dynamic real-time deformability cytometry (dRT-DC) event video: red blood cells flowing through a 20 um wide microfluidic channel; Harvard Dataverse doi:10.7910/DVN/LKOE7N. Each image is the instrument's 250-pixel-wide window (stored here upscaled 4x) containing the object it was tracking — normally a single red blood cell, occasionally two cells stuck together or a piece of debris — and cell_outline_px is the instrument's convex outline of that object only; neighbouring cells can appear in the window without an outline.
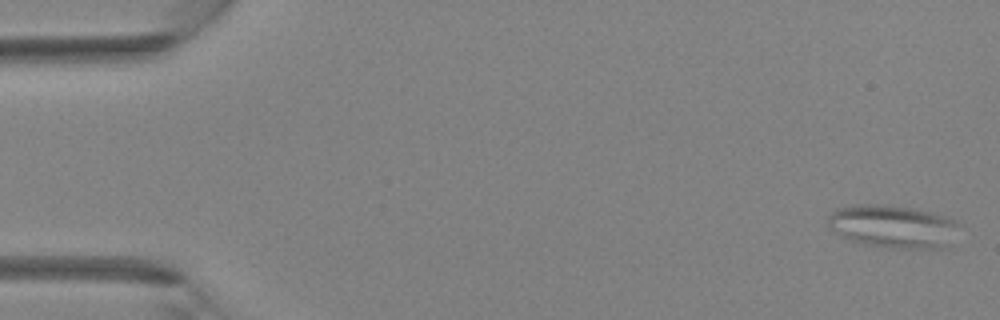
{"species": "Egyptian fruit bat (a non-hibernating species)", "species_latin": "Rousettus aegyptiacus", "temperature_condition": "room temperature", "stored_images_in_passage": 41, "camera_frame_rate_fps": 3000, "um_per_image_px": 0.085, "animal": {"sex": "female"}, "frame": {"image": 1, "passage_image": 1, "time_ms": 0.0, "image_size_px": [1000, 320], "cell_outline_px": [[960, 224], [948, 244], [944, 248], [892, 248], [864, 244], [848, 240], [840, 236], [828, 224], [828, 216], [836, 208], [856, 204], [880, 204], [912, 208], [948, 216], [956, 220]], "centroid_in_image_um": [75.89, 19.24], "position_along_channel_um": 9.1, "area_um2": 32.83}}
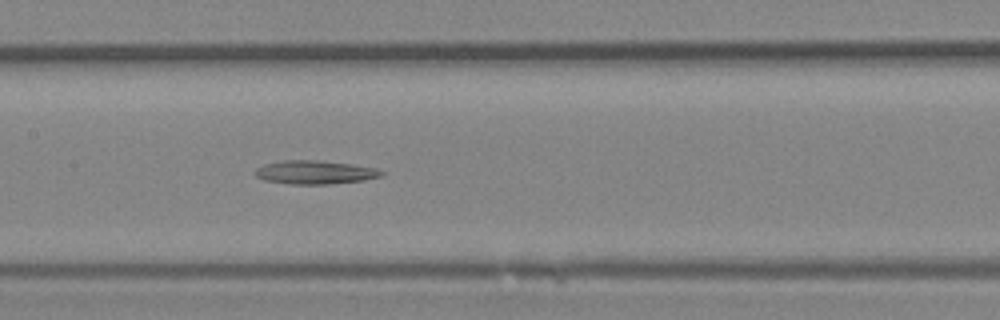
{"frame": {"image": 2, "passage_image": 20, "time_ms": 6.333, "image_size_px": [1000, 320], "cell_outline_px": [[384, 172], [380, 176], [364, 180], [328, 184], [288, 184], [264, 180], [256, 176], [256, 168], [264, 164], [284, 160], [316, 160], [352, 164], [376, 168]], "centroid_in_image_um": [26.75, 14.64], "position_along_channel_um": 180.6, "area_um2": 17.22}}
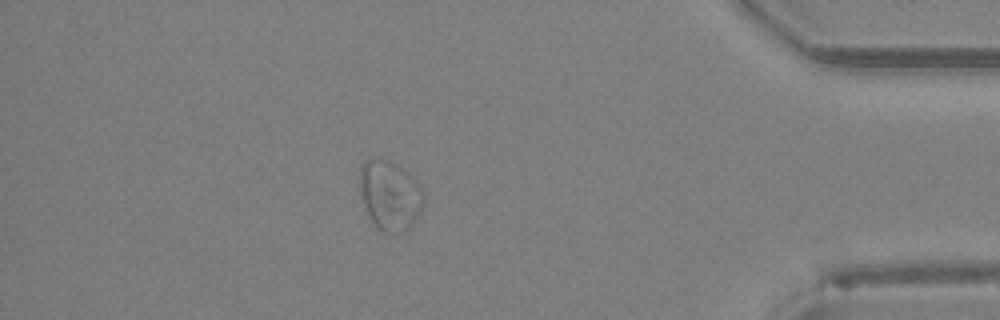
{"frame": {"image": 3, "passage_image": 36, "time_ms": 11.667, "image_size_px": [1000, 320], "cell_outline_px": [[424, 204], [408, 228], [404, 232], [384, 232], [372, 220], [364, 204], [360, 192], [360, 168], [364, 160], [388, 160], [396, 164], [408, 172], [412, 176], [424, 192]], "centroid_in_image_um": [33.15, 16.58], "position_along_channel_um": 402.0, "area_um2": 25.32}}